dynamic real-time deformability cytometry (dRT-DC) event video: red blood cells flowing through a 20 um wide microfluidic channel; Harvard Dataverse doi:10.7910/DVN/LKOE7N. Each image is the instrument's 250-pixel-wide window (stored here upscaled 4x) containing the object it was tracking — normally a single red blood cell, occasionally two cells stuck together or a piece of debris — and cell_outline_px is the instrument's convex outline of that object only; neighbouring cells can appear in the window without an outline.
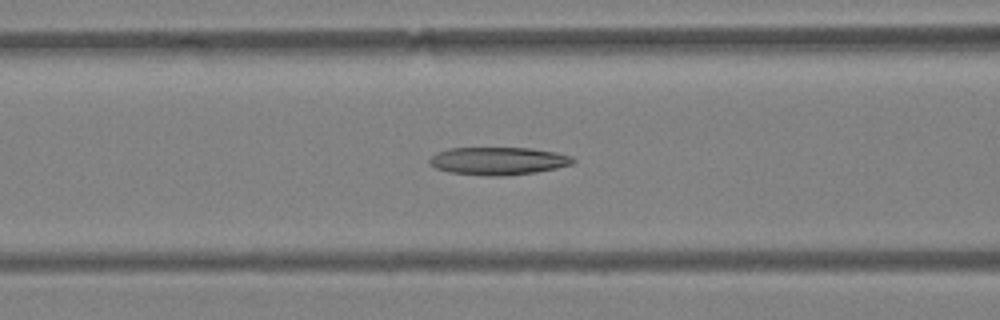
{"species": "Egyptian fruit bat (a non-hibernating species)", "species_latin": "Rousettus aegyptiacus", "temperature_condition": "warm", "stored_images_in_passage": 34, "camera_frame_rate_fps": 3000, "um_per_image_px": 0.085, "animal": {"sex": "female"}, "frame": {"image": 1, "passage_image": 9, "time_ms": 2.667, "image_size_px": [1000, 320], "cell_outline_px": [[576, 160], [572, 164], [556, 168], [536, 172], [500, 176], [492, 176], [448, 172], [436, 168], [428, 164], [428, 160], [436, 152], [448, 148], [532, 148], [556, 152], [572, 156]], "centroid_in_image_um": [42.33, 13.67], "position_along_channel_um": 124.3, "area_um2": 23.29}}
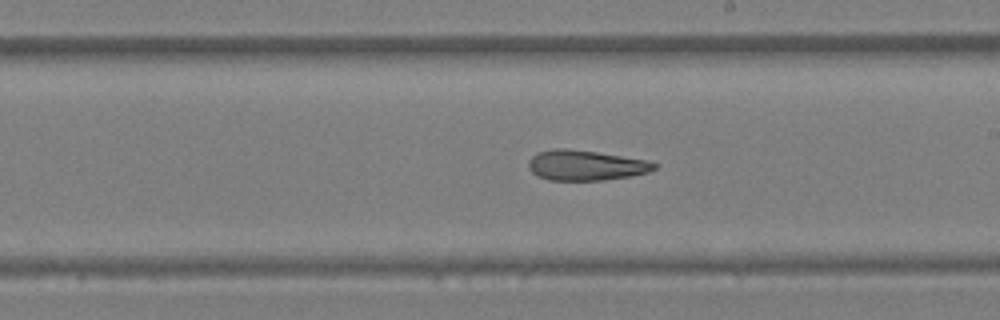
{"frame": {"image": 2, "passage_image": 18, "time_ms": 5.667, "image_size_px": [1000, 320], "cell_outline_px": [[656, 168], [648, 172], [632, 176], [604, 180], [548, 180], [536, 176], [528, 168], [528, 160], [532, 156], [540, 152], [556, 148], [564, 148], [596, 152], [648, 160], [656, 164]], "centroid_in_image_um": [49.76, 14.06], "position_along_channel_um": 239.2, "area_um2": 22.14}}
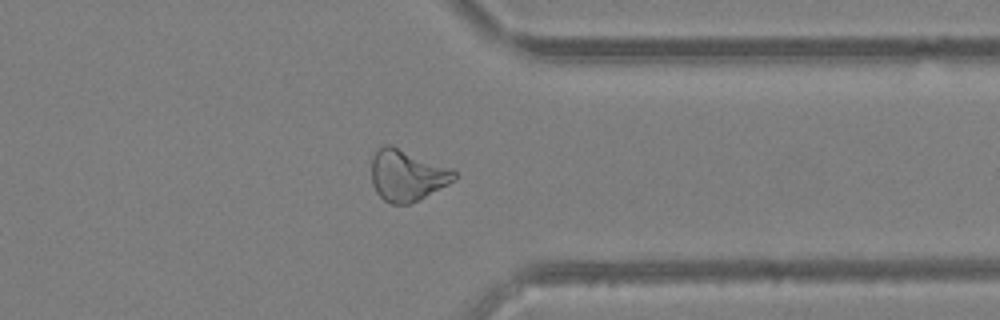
{"frame": {"image": 3, "passage_image": 29, "time_ms": 9.333, "image_size_px": [1000, 320], "cell_outline_px": [[456, 180], [408, 204], [392, 204], [384, 200], [376, 192], [372, 184], [372, 160], [376, 148], [384, 144], [392, 144], [452, 168], [456, 172]], "centroid_in_image_um": [34.58, 14.86], "position_along_channel_um": 376.8, "area_um2": 24.85}}